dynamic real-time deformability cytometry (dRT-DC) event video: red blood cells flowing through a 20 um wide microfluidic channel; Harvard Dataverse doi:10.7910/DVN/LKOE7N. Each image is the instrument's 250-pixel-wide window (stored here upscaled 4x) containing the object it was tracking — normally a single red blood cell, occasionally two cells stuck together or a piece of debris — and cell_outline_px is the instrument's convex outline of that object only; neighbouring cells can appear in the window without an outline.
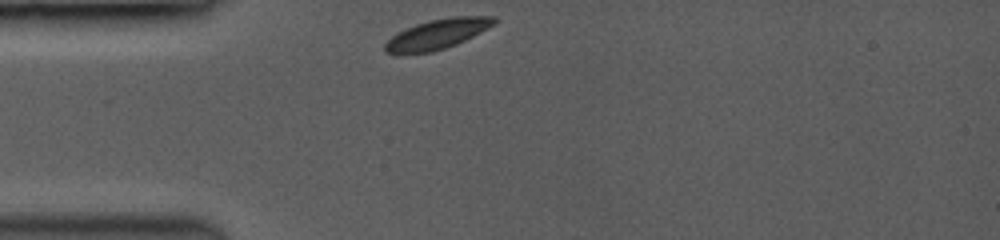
{"species": "common noctule bat (a hibernating species)", "species_latin": "Nyctalus noctula", "temperature_condition": "room temperature", "stored_images_in_passage": 35, "camera_frame_rate_fps": 3500, "um_per_image_px": 0.085, "animal": {"sex": "female", "body_mass_g": 19.0, "forearm_length_mm": 53.3}, "frame": {"image": 1, "passage_image": 1, "time_ms": 0.0, "image_size_px": [1000, 240], "cell_outline_px": [[500, 20], [496, 24], [456, 44], [432, 52], [388, 52], [384, 48], [384, 44], [396, 32], [416, 24], [432, 20], [452, 16], [496, 16]], "centroid_in_image_um": [37.25, 2.86], "position_along_channel_um": 47.7, "area_um2": 18.67}}
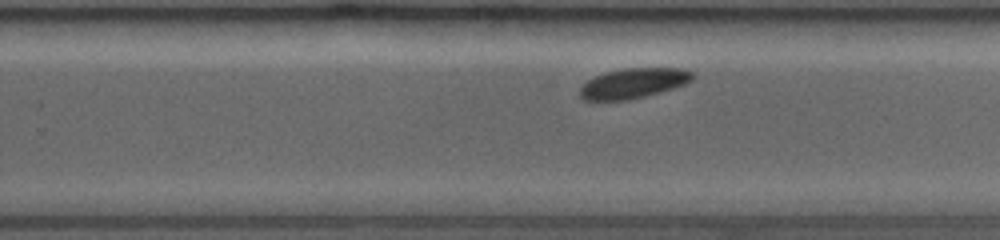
{"frame": {"image": 2, "passage_image": 23, "time_ms": 6.286, "image_size_px": [1000, 240], "cell_outline_px": [[696, 76], [692, 80], [684, 84], [672, 88], [644, 96], [624, 100], [584, 100], [580, 96], [580, 88], [588, 80], [596, 76], [608, 72], [624, 68], [680, 68], [696, 72]], "centroid_in_image_um": [53.88, 7.06], "position_along_channel_um": 275.9, "area_um2": 19.48}}
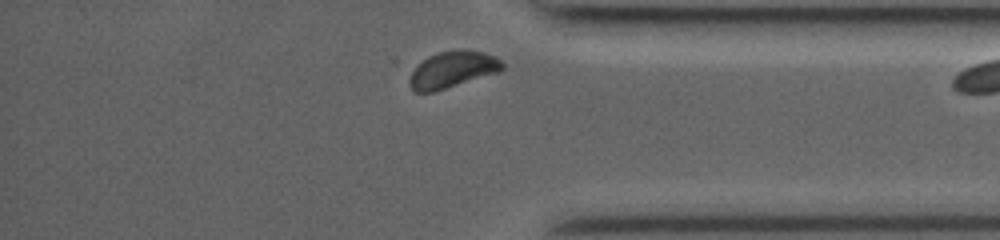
{"frame": {"image": 3, "passage_image": 34, "time_ms": 9.429, "image_size_px": [1000, 240], "cell_outline_px": [[504, 68], [500, 72], [432, 92], [412, 92], [408, 84], [408, 80], [412, 68], [428, 56], [440, 52], [484, 52], [500, 60], [504, 64]], "centroid_in_image_um": [38.4, 5.96], "position_along_channel_um": 396.8, "area_um2": 19.36}}